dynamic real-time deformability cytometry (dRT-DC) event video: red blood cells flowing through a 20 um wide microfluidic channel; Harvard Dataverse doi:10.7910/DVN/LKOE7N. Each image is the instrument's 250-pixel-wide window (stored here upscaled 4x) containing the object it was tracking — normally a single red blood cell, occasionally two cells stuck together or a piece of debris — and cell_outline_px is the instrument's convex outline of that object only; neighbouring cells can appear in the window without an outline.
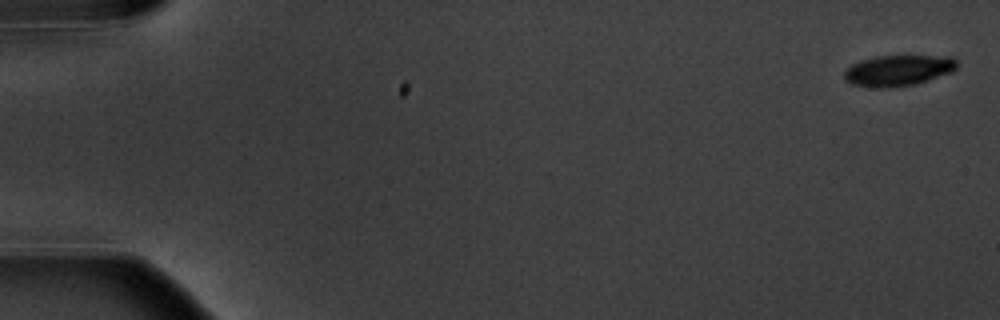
{"species": "common noctule bat (a hibernating species)", "species_latin": "Nyctalus noctula", "temperature_condition": "warm", "stored_images_in_passage": 7, "camera_frame_rate_fps": 3000, "um_per_image_px": 0.085, "animal": {"sex": "male", "body_mass_g": 20.1, "forearm_length_mm": 53.5}, "frame": {"image": 1, "passage_image": 1, "time_ms": 0.0, "image_size_px": [1000, 320], "cell_outline_px": [[956, 68], [952, 72], [916, 84], [892, 88], [876, 88], [852, 84], [844, 80], [844, 68], [860, 60], [876, 56], [952, 56], [956, 60]], "centroid_in_image_um": [76.31, 5.99], "position_along_channel_um": 8.7, "area_um2": 20.52}}
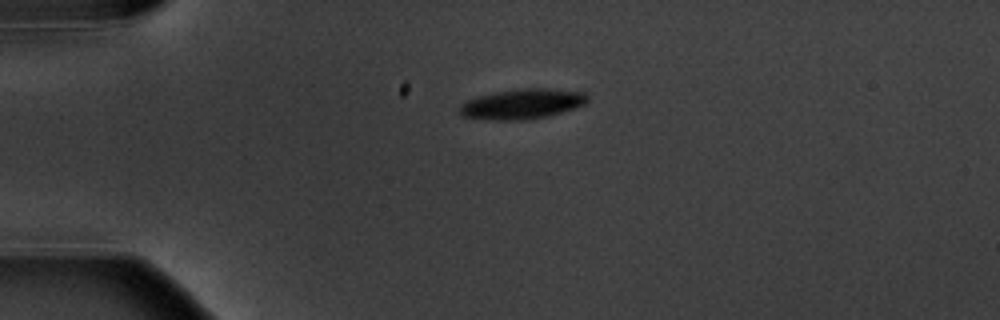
{"frame": {"image": 2, "passage_image": 5, "time_ms": 4.333, "image_size_px": [1000, 320], "cell_outline_px": [[588, 100], [584, 104], [576, 108], [548, 116], [524, 120], [484, 120], [460, 116], [460, 104], [476, 96], [496, 92], [524, 88], [544, 88], [584, 92], [588, 96]], "centroid_in_image_um": [44.36, 8.85], "position_along_channel_um": 40.6, "area_um2": 22.54}}